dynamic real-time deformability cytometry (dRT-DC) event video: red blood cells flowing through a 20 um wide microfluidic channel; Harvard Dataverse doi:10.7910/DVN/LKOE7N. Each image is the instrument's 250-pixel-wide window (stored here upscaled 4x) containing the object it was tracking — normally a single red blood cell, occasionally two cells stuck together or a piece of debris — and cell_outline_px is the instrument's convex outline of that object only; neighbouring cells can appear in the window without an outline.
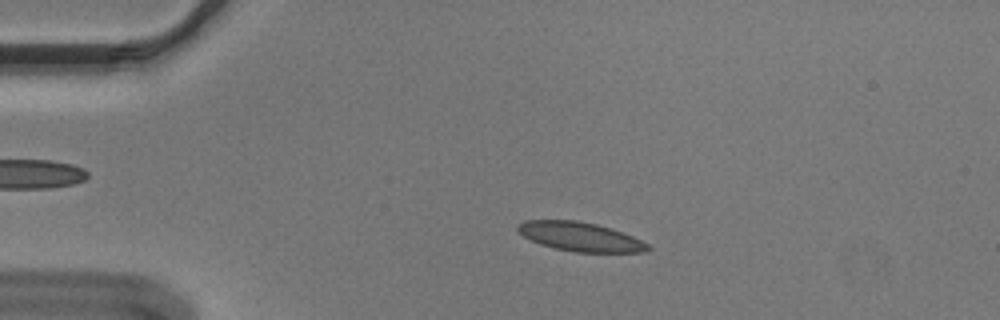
{"species": "Egyptian fruit bat (a non-hibernating species)", "species_latin": "Rousettus aegyptiacus", "temperature_condition": "cold", "stored_images_in_passage": 55, "camera_frame_rate_fps": 3000, "um_per_image_px": 0.085, "animal": {"sex": "male"}, "frame": {"image": 1, "passage_image": 11, "time_ms": 3.333, "image_size_px": [1000, 320], "cell_outline_px": [[652, 248], [644, 252], [576, 252], [556, 248], [540, 244], [516, 232], [516, 224], [524, 220], [576, 220], [596, 224], [632, 236], [648, 244]], "centroid_in_image_um": [49.26, 20.11], "position_along_channel_um": 35.7, "area_um2": 21.85}}
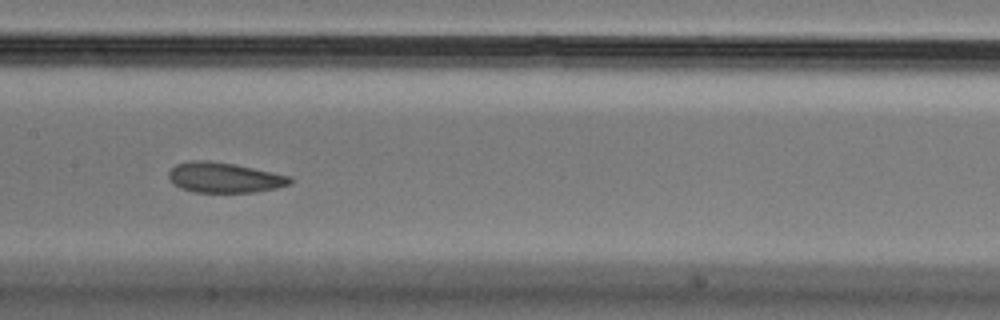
{"frame": {"image": 2, "passage_image": 27, "time_ms": 8.667, "image_size_px": [1000, 320], "cell_outline_px": [[292, 180], [288, 184], [276, 188], [256, 192], [192, 192], [180, 188], [168, 176], [168, 172], [176, 164], [188, 160], [208, 160], [236, 164], [292, 176]], "centroid_in_image_um": [19.07, 15.08], "position_along_channel_um": 188.3, "area_um2": 21.44}}
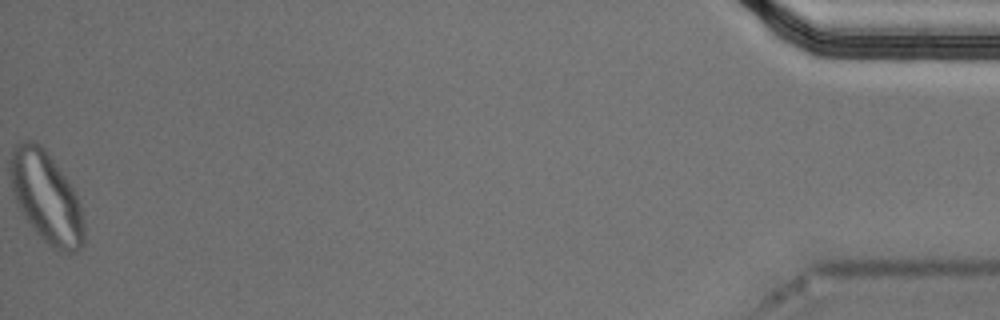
{"frame": {"image": 3, "passage_image": 55, "time_ms": 18.0, "image_size_px": [1000, 320], "cell_outline_px": [[84, 244], [76, 252], [60, 252], [52, 248], [36, 232], [24, 216], [16, 200], [12, 188], [12, 152], [16, 144], [24, 140], [32, 140], [40, 144], [44, 148], [76, 192], [80, 204], [84, 220]], "centroid_in_image_um": [3.98, 16.81], "position_along_channel_um": 431.2, "area_um2": 38.55}, "authors_computed_cell_mechanics": {"area_um2": 22.253, "velocity_mm_per_s": 3.61, "shape_relaxation_time_tau1_ms": 4.4658, "shape_relaxation_time_tau2_ms": 3.169, "deformation_change_tau1": 0.102, "deformation_change_tau2": 0.0623}}